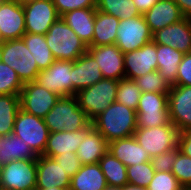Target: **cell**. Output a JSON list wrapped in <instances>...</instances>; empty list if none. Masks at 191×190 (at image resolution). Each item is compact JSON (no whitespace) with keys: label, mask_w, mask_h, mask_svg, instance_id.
I'll list each match as a JSON object with an SVG mask.
<instances>
[{"label":"cell","mask_w":191,"mask_h":190,"mask_svg":"<svg viewBox=\"0 0 191 190\" xmlns=\"http://www.w3.org/2000/svg\"><path fill=\"white\" fill-rule=\"evenodd\" d=\"M136 117V110L118 102H113L92 121V126L109 143L133 136L137 129Z\"/></svg>","instance_id":"cell-1"},{"label":"cell","mask_w":191,"mask_h":190,"mask_svg":"<svg viewBox=\"0 0 191 190\" xmlns=\"http://www.w3.org/2000/svg\"><path fill=\"white\" fill-rule=\"evenodd\" d=\"M49 133L73 132L87 127L91 121L79 107L75 95L61 96L44 117Z\"/></svg>","instance_id":"cell-2"},{"label":"cell","mask_w":191,"mask_h":190,"mask_svg":"<svg viewBox=\"0 0 191 190\" xmlns=\"http://www.w3.org/2000/svg\"><path fill=\"white\" fill-rule=\"evenodd\" d=\"M46 43L55 60L75 61L88 47L60 17L45 34Z\"/></svg>","instance_id":"cell-3"},{"label":"cell","mask_w":191,"mask_h":190,"mask_svg":"<svg viewBox=\"0 0 191 190\" xmlns=\"http://www.w3.org/2000/svg\"><path fill=\"white\" fill-rule=\"evenodd\" d=\"M118 84V80L103 78L75 94L79 107L86 113L91 122L111 103L116 102Z\"/></svg>","instance_id":"cell-4"},{"label":"cell","mask_w":191,"mask_h":190,"mask_svg":"<svg viewBox=\"0 0 191 190\" xmlns=\"http://www.w3.org/2000/svg\"><path fill=\"white\" fill-rule=\"evenodd\" d=\"M1 60L16 71L23 84L35 81L40 72L32 53L22 38L2 43Z\"/></svg>","instance_id":"cell-5"},{"label":"cell","mask_w":191,"mask_h":190,"mask_svg":"<svg viewBox=\"0 0 191 190\" xmlns=\"http://www.w3.org/2000/svg\"><path fill=\"white\" fill-rule=\"evenodd\" d=\"M137 128H152L171 123L168 93L142 92L136 110Z\"/></svg>","instance_id":"cell-6"},{"label":"cell","mask_w":191,"mask_h":190,"mask_svg":"<svg viewBox=\"0 0 191 190\" xmlns=\"http://www.w3.org/2000/svg\"><path fill=\"white\" fill-rule=\"evenodd\" d=\"M13 134L21 138L37 156L43 155L49 136L44 118L20 109L16 115Z\"/></svg>","instance_id":"cell-7"},{"label":"cell","mask_w":191,"mask_h":190,"mask_svg":"<svg viewBox=\"0 0 191 190\" xmlns=\"http://www.w3.org/2000/svg\"><path fill=\"white\" fill-rule=\"evenodd\" d=\"M134 138L152 158L178 147L179 130L172 124L152 128H137Z\"/></svg>","instance_id":"cell-8"},{"label":"cell","mask_w":191,"mask_h":190,"mask_svg":"<svg viewBox=\"0 0 191 190\" xmlns=\"http://www.w3.org/2000/svg\"><path fill=\"white\" fill-rule=\"evenodd\" d=\"M37 159L13 160L3 165L0 187L3 190H35Z\"/></svg>","instance_id":"cell-9"},{"label":"cell","mask_w":191,"mask_h":190,"mask_svg":"<svg viewBox=\"0 0 191 190\" xmlns=\"http://www.w3.org/2000/svg\"><path fill=\"white\" fill-rule=\"evenodd\" d=\"M151 41L152 32L143 15L120 20L115 45L122 53L137 50Z\"/></svg>","instance_id":"cell-10"},{"label":"cell","mask_w":191,"mask_h":190,"mask_svg":"<svg viewBox=\"0 0 191 190\" xmlns=\"http://www.w3.org/2000/svg\"><path fill=\"white\" fill-rule=\"evenodd\" d=\"M20 107L28 114L44 118L61 97L46 90L35 81L23 84L20 92Z\"/></svg>","instance_id":"cell-11"},{"label":"cell","mask_w":191,"mask_h":190,"mask_svg":"<svg viewBox=\"0 0 191 190\" xmlns=\"http://www.w3.org/2000/svg\"><path fill=\"white\" fill-rule=\"evenodd\" d=\"M72 66L73 61L54 60L46 70L38 73L35 82L59 96H71Z\"/></svg>","instance_id":"cell-12"},{"label":"cell","mask_w":191,"mask_h":190,"mask_svg":"<svg viewBox=\"0 0 191 190\" xmlns=\"http://www.w3.org/2000/svg\"><path fill=\"white\" fill-rule=\"evenodd\" d=\"M23 8L26 33L45 35L60 18L52 0H36L23 5Z\"/></svg>","instance_id":"cell-13"},{"label":"cell","mask_w":191,"mask_h":190,"mask_svg":"<svg viewBox=\"0 0 191 190\" xmlns=\"http://www.w3.org/2000/svg\"><path fill=\"white\" fill-rule=\"evenodd\" d=\"M168 108L170 121L179 132L191 130V86H171Z\"/></svg>","instance_id":"cell-14"},{"label":"cell","mask_w":191,"mask_h":190,"mask_svg":"<svg viewBox=\"0 0 191 190\" xmlns=\"http://www.w3.org/2000/svg\"><path fill=\"white\" fill-rule=\"evenodd\" d=\"M156 44L151 41L137 50L124 53L125 78L135 80L158 70Z\"/></svg>","instance_id":"cell-15"},{"label":"cell","mask_w":191,"mask_h":190,"mask_svg":"<svg viewBox=\"0 0 191 190\" xmlns=\"http://www.w3.org/2000/svg\"><path fill=\"white\" fill-rule=\"evenodd\" d=\"M96 60L103 78H125L124 53L115 45L88 46L87 50Z\"/></svg>","instance_id":"cell-16"},{"label":"cell","mask_w":191,"mask_h":190,"mask_svg":"<svg viewBox=\"0 0 191 190\" xmlns=\"http://www.w3.org/2000/svg\"><path fill=\"white\" fill-rule=\"evenodd\" d=\"M155 44L168 45L173 49L191 52V18L184 17L179 22L170 24L152 34Z\"/></svg>","instance_id":"cell-17"},{"label":"cell","mask_w":191,"mask_h":190,"mask_svg":"<svg viewBox=\"0 0 191 190\" xmlns=\"http://www.w3.org/2000/svg\"><path fill=\"white\" fill-rule=\"evenodd\" d=\"M25 33L23 6L12 0L0 4V35L3 41L21 39Z\"/></svg>","instance_id":"cell-18"},{"label":"cell","mask_w":191,"mask_h":190,"mask_svg":"<svg viewBox=\"0 0 191 190\" xmlns=\"http://www.w3.org/2000/svg\"><path fill=\"white\" fill-rule=\"evenodd\" d=\"M103 76L94 57L86 51L73 61L72 95L102 80Z\"/></svg>","instance_id":"cell-19"},{"label":"cell","mask_w":191,"mask_h":190,"mask_svg":"<svg viewBox=\"0 0 191 190\" xmlns=\"http://www.w3.org/2000/svg\"><path fill=\"white\" fill-rule=\"evenodd\" d=\"M71 178L54 158L37 157L36 188L70 187Z\"/></svg>","instance_id":"cell-20"},{"label":"cell","mask_w":191,"mask_h":190,"mask_svg":"<svg viewBox=\"0 0 191 190\" xmlns=\"http://www.w3.org/2000/svg\"><path fill=\"white\" fill-rule=\"evenodd\" d=\"M91 127L92 122L81 130L49 133L43 155L53 158L54 156H58L62 153H77L79 144L83 141L85 133Z\"/></svg>","instance_id":"cell-21"},{"label":"cell","mask_w":191,"mask_h":190,"mask_svg":"<svg viewBox=\"0 0 191 190\" xmlns=\"http://www.w3.org/2000/svg\"><path fill=\"white\" fill-rule=\"evenodd\" d=\"M143 16L152 34L184 18L174 0H158Z\"/></svg>","instance_id":"cell-22"},{"label":"cell","mask_w":191,"mask_h":190,"mask_svg":"<svg viewBox=\"0 0 191 190\" xmlns=\"http://www.w3.org/2000/svg\"><path fill=\"white\" fill-rule=\"evenodd\" d=\"M108 151L126 167L137 164L139 165L144 162H148L151 159L149 154L136 141L134 136L109 142Z\"/></svg>","instance_id":"cell-23"},{"label":"cell","mask_w":191,"mask_h":190,"mask_svg":"<svg viewBox=\"0 0 191 190\" xmlns=\"http://www.w3.org/2000/svg\"><path fill=\"white\" fill-rule=\"evenodd\" d=\"M95 14L96 8H82L67 12L61 18L88 47L93 39Z\"/></svg>","instance_id":"cell-24"},{"label":"cell","mask_w":191,"mask_h":190,"mask_svg":"<svg viewBox=\"0 0 191 190\" xmlns=\"http://www.w3.org/2000/svg\"><path fill=\"white\" fill-rule=\"evenodd\" d=\"M109 150V143L93 126L85 133L79 144L77 157L82 165L98 163Z\"/></svg>","instance_id":"cell-25"},{"label":"cell","mask_w":191,"mask_h":190,"mask_svg":"<svg viewBox=\"0 0 191 190\" xmlns=\"http://www.w3.org/2000/svg\"><path fill=\"white\" fill-rule=\"evenodd\" d=\"M107 186L99 163L82 165L70 180V190H104Z\"/></svg>","instance_id":"cell-26"},{"label":"cell","mask_w":191,"mask_h":190,"mask_svg":"<svg viewBox=\"0 0 191 190\" xmlns=\"http://www.w3.org/2000/svg\"><path fill=\"white\" fill-rule=\"evenodd\" d=\"M158 72L170 86L175 85L179 64L184 53L168 45L156 44Z\"/></svg>","instance_id":"cell-27"},{"label":"cell","mask_w":191,"mask_h":190,"mask_svg":"<svg viewBox=\"0 0 191 190\" xmlns=\"http://www.w3.org/2000/svg\"><path fill=\"white\" fill-rule=\"evenodd\" d=\"M120 19L96 10L94 34L89 46L113 45L116 42Z\"/></svg>","instance_id":"cell-28"},{"label":"cell","mask_w":191,"mask_h":190,"mask_svg":"<svg viewBox=\"0 0 191 190\" xmlns=\"http://www.w3.org/2000/svg\"><path fill=\"white\" fill-rule=\"evenodd\" d=\"M33 150L16 135L0 137V163L7 164L13 160L37 159Z\"/></svg>","instance_id":"cell-29"},{"label":"cell","mask_w":191,"mask_h":190,"mask_svg":"<svg viewBox=\"0 0 191 190\" xmlns=\"http://www.w3.org/2000/svg\"><path fill=\"white\" fill-rule=\"evenodd\" d=\"M22 39L40 71L46 70L54 62L55 59L46 43L45 35L25 33Z\"/></svg>","instance_id":"cell-30"},{"label":"cell","mask_w":191,"mask_h":190,"mask_svg":"<svg viewBox=\"0 0 191 190\" xmlns=\"http://www.w3.org/2000/svg\"><path fill=\"white\" fill-rule=\"evenodd\" d=\"M107 185L123 187L128 184L127 167L109 151L99 160Z\"/></svg>","instance_id":"cell-31"},{"label":"cell","mask_w":191,"mask_h":190,"mask_svg":"<svg viewBox=\"0 0 191 190\" xmlns=\"http://www.w3.org/2000/svg\"><path fill=\"white\" fill-rule=\"evenodd\" d=\"M20 109L19 95L0 94V137L13 133L16 115Z\"/></svg>","instance_id":"cell-32"},{"label":"cell","mask_w":191,"mask_h":190,"mask_svg":"<svg viewBox=\"0 0 191 190\" xmlns=\"http://www.w3.org/2000/svg\"><path fill=\"white\" fill-rule=\"evenodd\" d=\"M96 10L120 20L143 15L139 12L133 0H96Z\"/></svg>","instance_id":"cell-33"},{"label":"cell","mask_w":191,"mask_h":190,"mask_svg":"<svg viewBox=\"0 0 191 190\" xmlns=\"http://www.w3.org/2000/svg\"><path fill=\"white\" fill-rule=\"evenodd\" d=\"M141 93L142 91L135 80L123 78L119 80L116 91V102L130 109L137 110Z\"/></svg>","instance_id":"cell-34"},{"label":"cell","mask_w":191,"mask_h":190,"mask_svg":"<svg viewBox=\"0 0 191 190\" xmlns=\"http://www.w3.org/2000/svg\"><path fill=\"white\" fill-rule=\"evenodd\" d=\"M23 83L16 71L4 62H0V94L20 95Z\"/></svg>","instance_id":"cell-35"},{"label":"cell","mask_w":191,"mask_h":190,"mask_svg":"<svg viewBox=\"0 0 191 190\" xmlns=\"http://www.w3.org/2000/svg\"><path fill=\"white\" fill-rule=\"evenodd\" d=\"M155 170L151 164V161L144 162L142 164L131 165L127 167L128 183L147 188L151 180L155 175Z\"/></svg>","instance_id":"cell-36"},{"label":"cell","mask_w":191,"mask_h":190,"mask_svg":"<svg viewBox=\"0 0 191 190\" xmlns=\"http://www.w3.org/2000/svg\"><path fill=\"white\" fill-rule=\"evenodd\" d=\"M135 82L142 92L168 93L171 88L158 70L136 78Z\"/></svg>","instance_id":"cell-37"},{"label":"cell","mask_w":191,"mask_h":190,"mask_svg":"<svg viewBox=\"0 0 191 190\" xmlns=\"http://www.w3.org/2000/svg\"><path fill=\"white\" fill-rule=\"evenodd\" d=\"M171 172L185 190L189 188L191 186V157L183 154L179 149Z\"/></svg>","instance_id":"cell-38"},{"label":"cell","mask_w":191,"mask_h":190,"mask_svg":"<svg viewBox=\"0 0 191 190\" xmlns=\"http://www.w3.org/2000/svg\"><path fill=\"white\" fill-rule=\"evenodd\" d=\"M147 190H184L175 175L169 171H156Z\"/></svg>","instance_id":"cell-39"},{"label":"cell","mask_w":191,"mask_h":190,"mask_svg":"<svg viewBox=\"0 0 191 190\" xmlns=\"http://www.w3.org/2000/svg\"><path fill=\"white\" fill-rule=\"evenodd\" d=\"M179 147L168 150L150 159L155 171L169 172L172 170L173 163L176 161Z\"/></svg>","instance_id":"cell-40"},{"label":"cell","mask_w":191,"mask_h":190,"mask_svg":"<svg viewBox=\"0 0 191 190\" xmlns=\"http://www.w3.org/2000/svg\"><path fill=\"white\" fill-rule=\"evenodd\" d=\"M60 17L70 11L82 8H96V0H52Z\"/></svg>","instance_id":"cell-41"},{"label":"cell","mask_w":191,"mask_h":190,"mask_svg":"<svg viewBox=\"0 0 191 190\" xmlns=\"http://www.w3.org/2000/svg\"><path fill=\"white\" fill-rule=\"evenodd\" d=\"M53 158L70 178H72L82 166L76 153H62L58 156H54Z\"/></svg>","instance_id":"cell-42"},{"label":"cell","mask_w":191,"mask_h":190,"mask_svg":"<svg viewBox=\"0 0 191 190\" xmlns=\"http://www.w3.org/2000/svg\"><path fill=\"white\" fill-rule=\"evenodd\" d=\"M175 85L191 86V52L184 54L179 64Z\"/></svg>","instance_id":"cell-43"},{"label":"cell","mask_w":191,"mask_h":190,"mask_svg":"<svg viewBox=\"0 0 191 190\" xmlns=\"http://www.w3.org/2000/svg\"><path fill=\"white\" fill-rule=\"evenodd\" d=\"M178 147L183 154L191 157V130L179 132Z\"/></svg>","instance_id":"cell-44"},{"label":"cell","mask_w":191,"mask_h":190,"mask_svg":"<svg viewBox=\"0 0 191 190\" xmlns=\"http://www.w3.org/2000/svg\"><path fill=\"white\" fill-rule=\"evenodd\" d=\"M133 2L135 3L139 12L144 14L151 9L158 2V0H133Z\"/></svg>","instance_id":"cell-45"},{"label":"cell","mask_w":191,"mask_h":190,"mask_svg":"<svg viewBox=\"0 0 191 190\" xmlns=\"http://www.w3.org/2000/svg\"><path fill=\"white\" fill-rule=\"evenodd\" d=\"M184 17L191 18V0H174Z\"/></svg>","instance_id":"cell-46"},{"label":"cell","mask_w":191,"mask_h":190,"mask_svg":"<svg viewBox=\"0 0 191 190\" xmlns=\"http://www.w3.org/2000/svg\"><path fill=\"white\" fill-rule=\"evenodd\" d=\"M104 190H147V189L128 183L127 185L123 187L107 185Z\"/></svg>","instance_id":"cell-47"},{"label":"cell","mask_w":191,"mask_h":190,"mask_svg":"<svg viewBox=\"0 0 191 190\" xmlns=\"http://www.w3.org/2000/svg\"><path fill=\"white\" fill-rule=\"evenodd\" d=\"M35 190H70L69 187H51V188H36Z\"/></svg>","instance_id":"cell-48"},{"label":"cell","mask_w":191,"mask_h":190,"mask_svg":"<svg viewBox=\"0 0 191 190\" xmlns=\"http://www.w3.org/2000/svg\"><path fill=\"white\" fill-rule=\"evenodd\" d=\"M12 1H15V2H17L18 4H20V5H25V4H27V3H30V2H34V1H36V0H12Z\"/></svg>","instance_id":"cell-49"},{"label":"cell","mask_w":191,"mask_h":190,"mask_svg":"<svg viewBox=\"0 0 191 190\" xmlns=\"http://www.w3.org/2000/svg\"><path fill=\"white\" fill-rule=\"evenodd\" d=\"M2 168H3V165L0 163V183H1V177H2Z\"/></svg>","instance_id":"cell-50"},{"label":"cell","mask_w":191,"mask_h":190,"mask_svg":"<svg viewBox=\"0 0 191 190\" xmlns=\"http://www.w3.org/2000/svg\"><path fill=\"white\" fill-rule=\"evenodd\" d=\"M1 57H2V44H0V62H2Z\"/></svg>","instance_id":"cell-51"},{"label":"cell","mask_w":191,"mask_h":190,"mask_svg":"<svg viewBox=\"0 0 191 190\" xmlns=\"http://www.w3.org/2000/svg\"><path fill=\"white\" fill-rule=\"evenodd\" d=\"M9 1H11V0H0V4L6 3V2H9Z\"/></svg>","instance_id":"cell-52"},{"label":"cell","mask_w":191,"mask_h":190,"mask_svg":"<svg viewBox=\"0 0 191 190\" xmlns=\"http://www.w3.org/2000/svg\"><path fill=\"white\" fill-rule=\"evenodd\" d=\"M4 41H3V39H2V37H1V35H0V44H2Z\"/></svg>","instance_id":"cell-53"}]
</instances>
